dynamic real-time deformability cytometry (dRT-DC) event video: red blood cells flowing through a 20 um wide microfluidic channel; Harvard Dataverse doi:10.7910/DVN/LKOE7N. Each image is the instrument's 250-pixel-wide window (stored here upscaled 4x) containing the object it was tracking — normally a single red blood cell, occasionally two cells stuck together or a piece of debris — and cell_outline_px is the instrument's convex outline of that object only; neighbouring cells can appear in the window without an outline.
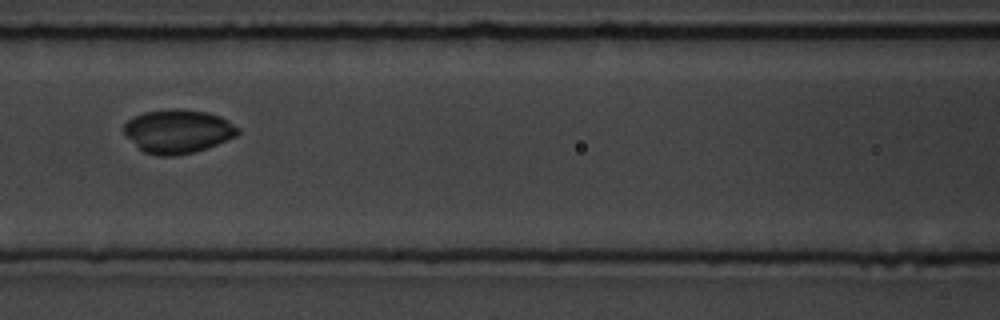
{"species": "common noctule bat (a hibernating species)", "species_latin": "Nyctalus noctula", "temperature_condition": "room temperature", "stored_images_in_passage": 15, "camera_frame_rate_fps": 3000, "um_per_image_px": 0.085, "animal": {"sex": "male", "body_mass_g": 19.5, "forearm_length_mm": 54.6}, "frame": {"image": 1, "passage_image": 7, "time_ms": 7.667, "image_size_px": [1000, 320], "cell_outline_px": [[240, 132], [236, 136], [216, 144], [192, 152], [172, 156], [156, 156], [144, 152], [124, 132], [124, 124], [128, 120], [144, 112], [208, 112], [220, 116], [228, 120], [240, 128]], "centroid_in_image_um": [15.16, 11.2], "position_along_channel_um": 151.4, "area_um2": 27.74}}
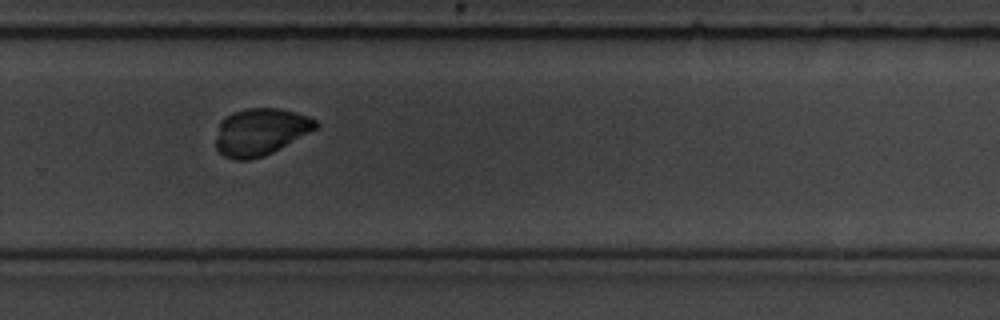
{"frame": {"image": 2, "passage_image": 11, "time_ms": 12.0, "image_size_px": [1000, 320], "cell_outline_px": [[320, 124], [316, 128], [280, 148], [264, 156], [252, 160], [236, 160], [224, 156], [216, 148], [216, 140], [220, 120], [224, 116], [248, 108], [280, 108], [296, 112], [308, 116], [316, 120]], "centroid_in_image_um": [22.13, 11.2], "position_along_channel_um": 307.7, "area_um2": 27.28}, "authors_computed_cell_mechanics": {"area_um2": 28.7844, "velocity_mm_per_s": 3.6164, "shape_relaxation_time_tau1_ms": 1.1119, "shape_relaxation_time_tau2_ms": null, "deformation_change_tau1": 0.089, "deformation_change_tau2": null}}